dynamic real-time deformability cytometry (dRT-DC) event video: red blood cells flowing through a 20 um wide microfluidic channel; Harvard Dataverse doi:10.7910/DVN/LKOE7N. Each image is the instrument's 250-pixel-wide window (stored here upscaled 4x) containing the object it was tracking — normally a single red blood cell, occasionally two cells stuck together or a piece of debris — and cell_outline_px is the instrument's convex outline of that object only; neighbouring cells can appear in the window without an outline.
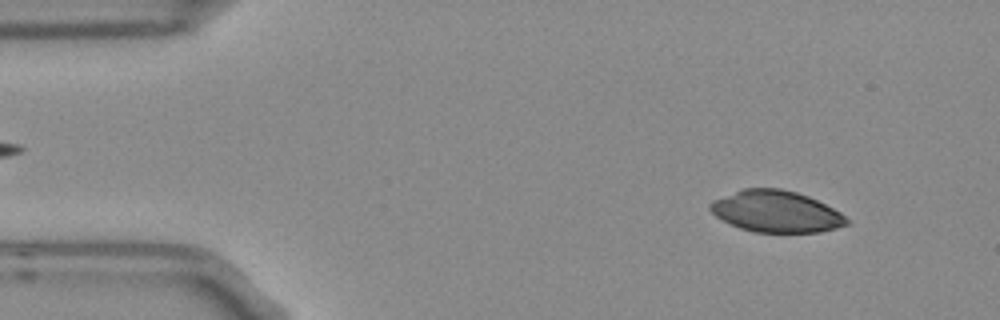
{"species": "Egyptian fruit bat (a non-hibernating species)", "species_latin": "Rousettus aegyptiacus", "temperature_condition": "room temperature", "stored_images_in_passage": 5, "camera_frame_rate_fps": 3000, "um_per_image_px": 0.085, "frame": {"image": 1, "passage_image": 1, "time_ms": 0.0, "image_size_px": [1000, 320], "cell_outline_px": [[852, 224], [820, 232], [752, 232], [740, 228], [716, 216], [708, 208], [708, 204], [712, 200], [744, 188], [780, 188], [796, 192], [808, 196], [840, 212], [852, 220]], "centroid_in_image_um": [66.0, 17.98], "position_along_channel_um": 19.0, "area_um2": 33.12}}